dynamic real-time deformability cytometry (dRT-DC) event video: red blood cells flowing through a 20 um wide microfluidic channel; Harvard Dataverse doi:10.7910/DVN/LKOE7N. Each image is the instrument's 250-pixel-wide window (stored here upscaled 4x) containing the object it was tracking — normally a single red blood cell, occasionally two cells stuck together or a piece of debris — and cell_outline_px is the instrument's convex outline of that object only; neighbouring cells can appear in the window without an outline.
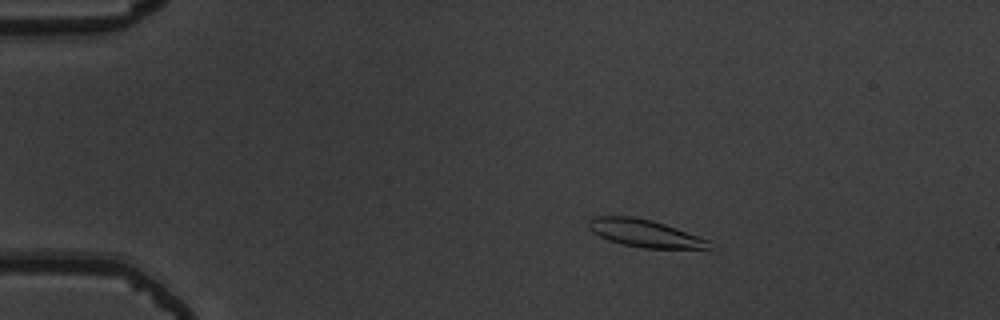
{"species": "common noctule bat (a hibernating species)", "species_latin": "Nyctalus noctula", "temperature_condition": "warm", "stored_images_in_passage": 55, "camera_frame_rate_fps": 3000, "um_per_image_px": 0.085, "animal": {"sex": "male", "body_mass_g": 19.5, "forearm_length_mm": 54.6}, "frame": {"image": 1, "passage_image": 10, "time_ms": 3.0, "image_size_px": [1000, 320], "cell_outline_px": [[712, 240], [708, 248], [644, 248], [624, 244], [608, 240], [592, 232], [588, 228], [588, 220], [592, 216], [632, 216], [652, 220]], "centroid_in_image_um": [54.77, 19.81], "position_along_channel_um": 30.2, "area_um2": 19.25}}
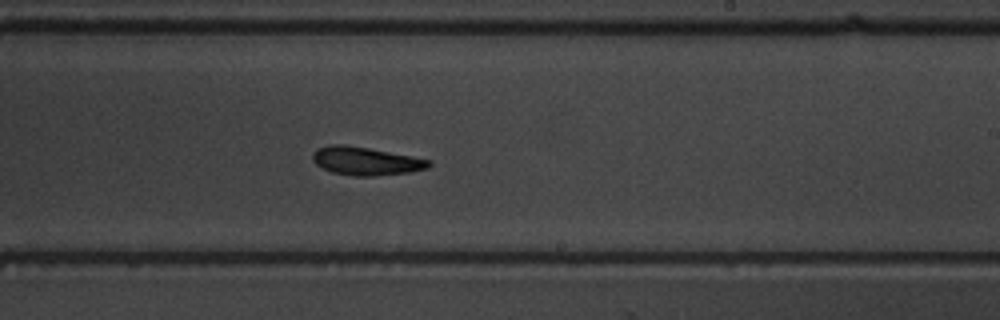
{"frame": {"image": 2, "passage_image": 34, "time_ms": 11.0, "image_size_px": [1000, 320], "cell_outline_px": [[432, 164], [428, 168], [408, 172], [376, 176], [352, 176], [332, 172], [316, 164], [312, 160], [312, 156], [316, 148], [332, 144], [344, 144], [368, 148], [412, 156], [432, 160]], "centroid_in_image_um": [31.09, 13.69], "position_along_channel_um": 257.9, "area_um2": 19.13}}
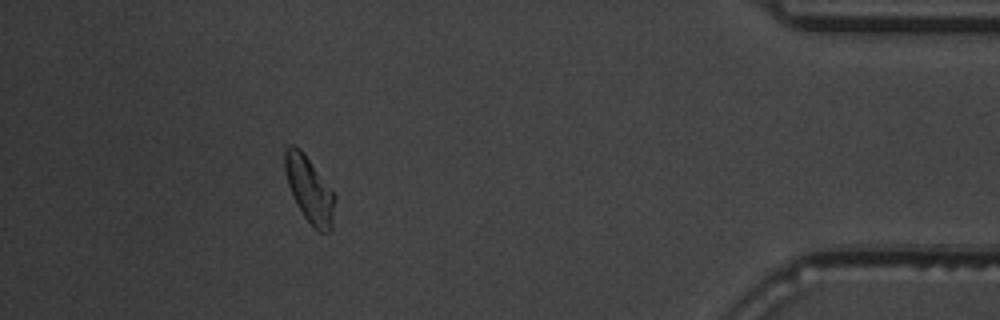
{"frame": {"image": 3, "passage_image": 50, "time_ms": 16.333, "image_size_px": [1000, 320], "cell_outline_px": [[336, 196], [332, 228], [328, 232], [320, 232], [304, 216], [292, 196], [288, 184], [284, 168], [284, 152], [288, 144], [292, 144], [300, 148]], "centroid_in_image_um": [26.29, 16.09], "position_along_channel_um": 408.9, "area_um2": 18.9}, "authors_computed_cell_mechanics": {"area_um2": 19.2474, "velocity_mm_per_s": 3.7117, "shape_relaxation_time_tau1_ms": 3.299, "shape_relaxation_time_tau2_ms": 6.692, "deformation_change_tau1": 0.1087, "deformation_change_tau2": 0.1475}}